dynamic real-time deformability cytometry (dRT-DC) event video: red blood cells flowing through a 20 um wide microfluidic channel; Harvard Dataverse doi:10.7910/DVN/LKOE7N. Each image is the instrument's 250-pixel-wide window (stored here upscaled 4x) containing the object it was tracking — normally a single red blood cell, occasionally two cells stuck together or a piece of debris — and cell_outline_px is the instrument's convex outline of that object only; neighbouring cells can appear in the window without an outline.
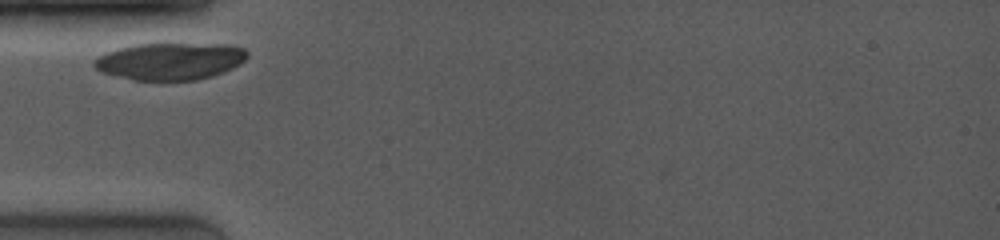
{"species": "common noctule bat (a hibernating species)", "species_latin": "Nyctalus noctula", "temperature_condition": "room temperature", "stored_images_in_passage": 10, "camera_frame_rate_fps": 4000, "um_per_image_px": 0.085, "animal": {"sex": "female", "body_mass_g": 19.0, "forearm_length_mm": 53.3}, "frame": {"image": 1, "passage_image": 1, "time_ms": 0.0, "image_size_px": [1000, 240], "cell_outline_px": [[248, 56], [240, 64], [232, 68], [212, 76], [196, 80], [132, 80], [100, 72], [92, 64], [92, 60], [116, 48], [132, 44], [224, 44], [244, 48], [248, 52]], "centroid_in_image_um": [14.43, 5.2], "position_along_channel_um": 70.6, "area_um2": 33.18}}